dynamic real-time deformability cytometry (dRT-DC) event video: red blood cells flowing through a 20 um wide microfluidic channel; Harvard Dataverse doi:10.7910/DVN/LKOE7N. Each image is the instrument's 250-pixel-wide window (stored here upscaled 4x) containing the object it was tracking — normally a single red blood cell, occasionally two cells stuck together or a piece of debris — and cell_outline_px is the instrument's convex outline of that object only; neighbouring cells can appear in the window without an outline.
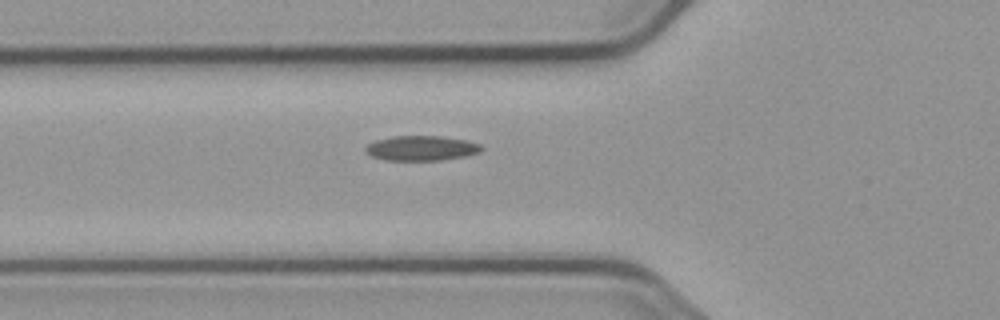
{"species": "common noctule bat (a hibernating species)", "species_latin": "Nyctalus noctula", "temperature_condition": "cold", "stored_images_in_passage": 4, "camera_frame_rate_fps": 3000, "um_per_image_px": 0.085, "animal": {"sex": "male", "body_mass_g": 23.1, "forearm_length_mm": 52.7}, "frame": {"image": 1, "passage_image": 4, "time_ms": 3.667, "image_size_px": [1000, 320], "cell_outline_px": [[484, 148], [480, 152], [464, 156], [440, 160], [388, 160], [372, 156], [364, 148], [368, 144], [376, 140], [392, 136], [440, 136], [468, 140], [480, 144]], "centroid_in_image_um": [35.85, 12.58], "position_along_channel_um": 89.9, "area_um2": 16.7}}